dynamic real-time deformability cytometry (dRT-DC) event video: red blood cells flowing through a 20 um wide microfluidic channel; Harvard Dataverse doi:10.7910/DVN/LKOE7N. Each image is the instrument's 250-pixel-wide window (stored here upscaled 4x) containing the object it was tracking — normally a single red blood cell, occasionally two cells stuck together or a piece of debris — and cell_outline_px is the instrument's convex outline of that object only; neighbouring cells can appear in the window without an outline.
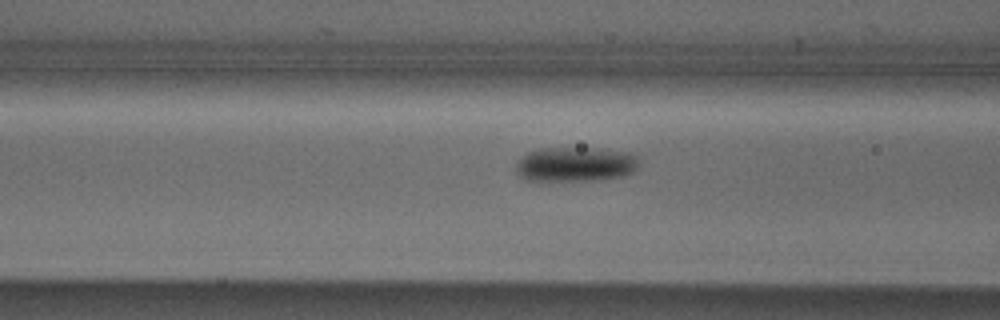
{"species": "Egyptian fruit bat (a non-hibernating species)", "species_latin": "Rousettus aegyptiacus", "temperature_condition": "cold", "stored_images_in_passage": 12, "camera_frame_rate_fps": 3000, "um_per_image_px": 0.085, "animal": {"sex": "male"}, "frame": {"image": 1, "passage_image": 6, "time_ms": 1.667, "image_size_px": [1000, 320], "cell_outline_px": [[640, 160], [636, 168], [632, 172], [620, 176], [592, 180], [528, 180], [520, 176], [516, 172], [516, 160], [528, 152], [540, 148], [600, 148], [632, 152]], "centroid_in_image_um": [48.91, 13.94], "position_along_channel_um": 117.7, "area_um2": 24.91}}
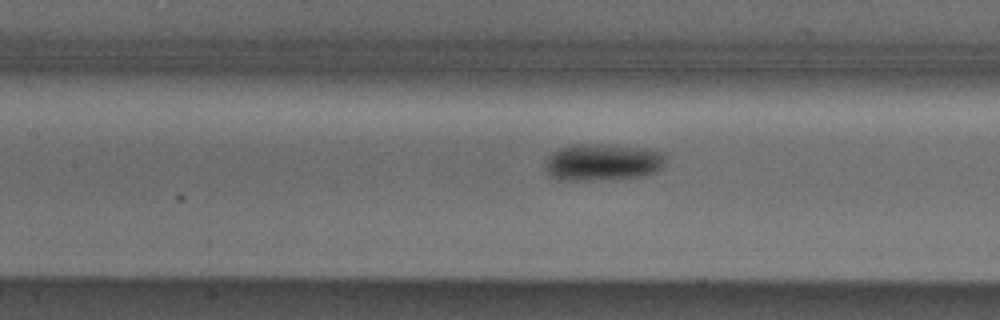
{"frame": {"image": 2, "passage_image": 9, "time_ms": 2.667, "image_size_px": [1000, 320], "cell_outline_px": [[664, 160], [660, 168], [652, 172], [640, 176], [588, 180], [556, 180], [548, 176], [544, 168], [544, 164], [548, 156], [552, 152], [568, 144], [616, 144], [644, 148], [664, 152]], "centroid_in_image_um": [51.12, 13.76], "position_along_channel_um": 156.3, "area_um2": 26.07}}